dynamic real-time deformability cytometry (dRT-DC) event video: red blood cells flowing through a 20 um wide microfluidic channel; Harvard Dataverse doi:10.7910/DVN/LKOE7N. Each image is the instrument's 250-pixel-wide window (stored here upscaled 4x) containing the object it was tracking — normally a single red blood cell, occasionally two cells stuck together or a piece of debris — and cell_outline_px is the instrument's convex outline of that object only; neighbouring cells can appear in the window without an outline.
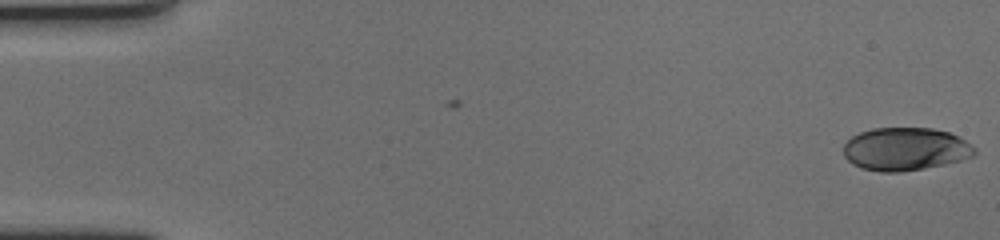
{"species": "human", "species_latin": "Homo sapiens", "temperature_condition": "cold", "stored_images_in_passage": 61, "camera_frame_rate_fps": 3000, "um_per_image_px": 0.085, "donor": {"sex": "female"}, "frame": {"image": 1, "passage_image": 1, "time_ms": 0.0, "image_size_px": [1000, 240], "cell_outline_px": [[976, 152], [972, 156], [960, 160], [944, 164], [924, 168], [900, 172], [880, 172], [860, 168], [852, 164], [844, 156], [844, 144], [852, 136], [860, 132], [872, 128], [932, 128], [948, 132], [972, 144], [976, 148]], "centroid_in_image_um": [76.93, 12.67], "position_along_channel_um": 8.1, "area_um2": 32.83}}
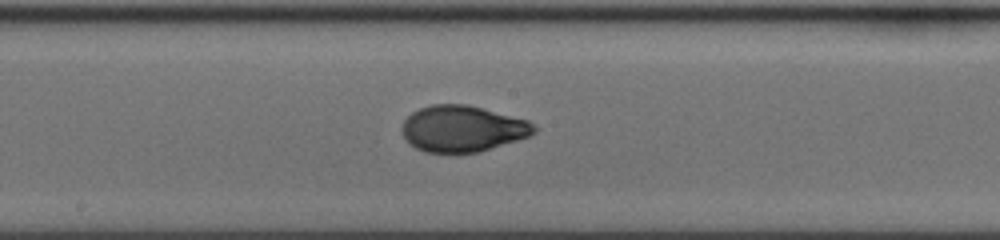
{"frame": {"image": 2, "passage_image": 33, "time_ms": 10.667, "image_size_px": [1000, 240], "cell_outline_px": [[536, 132], [532, 136], [480, 152], [424, 152], [408, 144], [404, 140], [400, 128], [404, 120], [412, 112], [420, 108], [432, 104], [468, 104], [528, 120], [536, 128]], "centroid_in_image_um": [39.3, 10.94], "position_along_channel_um": 208.9, "area_um2": 35.95}}
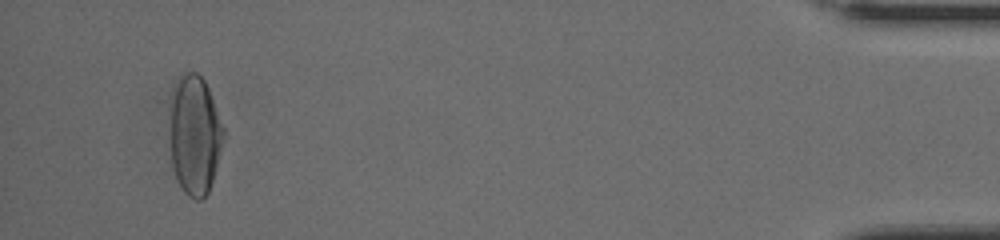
{"frame": {"image": 3, "passage_image": 58, "time_ms": 19.0, "image_size_px": [1000, 240], "cell_outline_px": [[224, 136], [212, 180], [208, 192], [200, 200], [196, 200], [188, 196], [184, 192], [172, 168], [168, 140], [172, 88], [176, 80], [184, 72], [196, 72], [204, 80], [208, 88], [224, 128]], "centroid_in_image_um": [16.5, 11.45], "position_along_channel_um": 418.7, "area_um2": 37.63}, "authors_computed_cell_mechanics": {"area_um2": 35.4892, "velocity_mm_per_s": 3.4065, "shape_relaxation_time_tau1_ms": 5.4296, "shape_relaxation_time_tau2_ms": 1.1002, "deformation_change_tau1": 0.2174, "deformation_change_tau2": 0.0497}}